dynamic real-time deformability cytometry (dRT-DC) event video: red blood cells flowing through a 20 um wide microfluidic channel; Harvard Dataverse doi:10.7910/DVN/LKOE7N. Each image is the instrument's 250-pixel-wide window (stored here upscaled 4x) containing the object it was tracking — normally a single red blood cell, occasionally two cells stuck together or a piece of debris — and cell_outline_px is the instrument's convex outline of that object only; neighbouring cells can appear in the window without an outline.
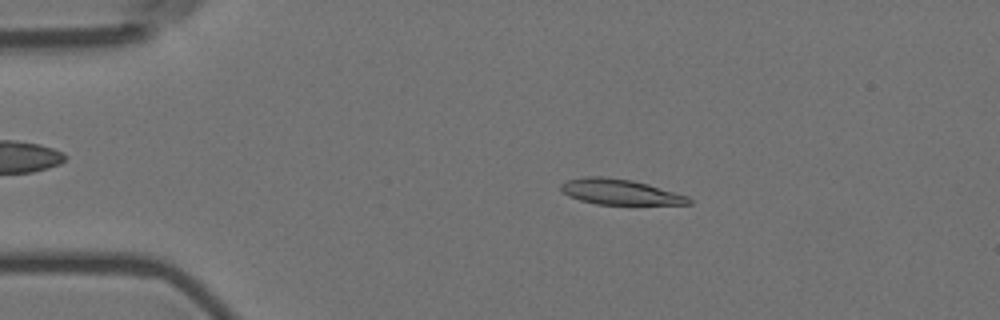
{"species": "Egyptian fruit bat (a non-hibernating species)", "species_latin": "Rousettus aegyptiacus", "temperature_condition": "room temperature", "stored_images_in_passage": 55, "camera_frame_rate_fps": 3000, "um_per_image_px": 0.085, "animal": {"sex": "female"}, "frame": {"image": 1, "passage_image": 10, "time_ms": 3.0, "image_size_px": [1000, 320], "cell_outline_px": [[692, 204], [596, 204], [580, 200], [568, 196], [560, 188], [560, 184], [568, 180], [584, 176], [600, 176], [632, 180], [648, 184], [688, 196], [692, 200]], "centroid_in_image_um": [52.68, 16.31], "position_along_channel_um": 32.3, "area_um2": 18.84}}
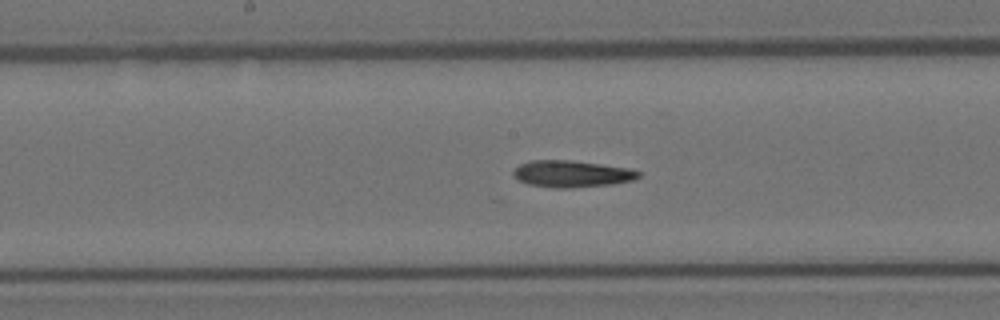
{"frame": {"image": 2, "passage_image": 28, "time_ms": 9.0, "image_size_px": [1000, 320], "cell_outline_px": [[640, 176], [632, 180], [612, 184], [572, 188], [552, 188], [528, 184], [516, 180], [512, 172], [520, 164], [532, 160], [568, 160], [600, 164], [628, 168], [640, 172]], "centroid_in_image_um": [48.56, 14.78], "position_along_channel_um": 199.6, "area_um2": 19.48}}
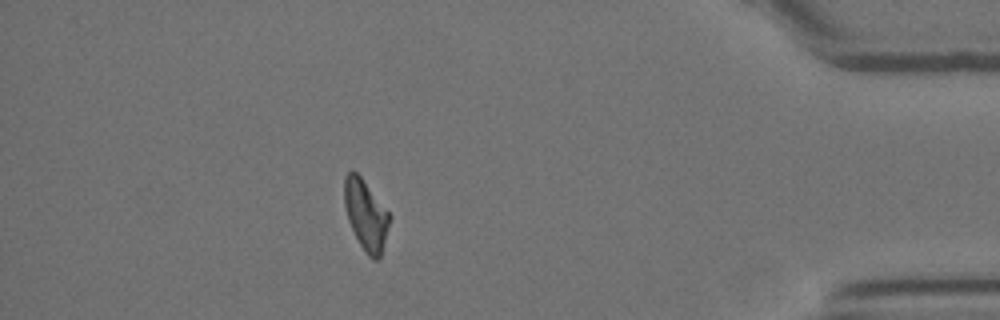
{"frame": {"image": 3, "passage_image": 49, "time_ms": 16.0, "image_size_px": [1000, 320], "cell_outline_px": [[392, 216], [380, 260], [372, 260], [368, 256], [360, 244], [348, 220], [344, 204], [344, 176], [352, 168], [360, 176]], "centroid_in_image_um": [31.11, 18.28], "position_along_channel_um": 404.1, "area_um2": 18.61}}